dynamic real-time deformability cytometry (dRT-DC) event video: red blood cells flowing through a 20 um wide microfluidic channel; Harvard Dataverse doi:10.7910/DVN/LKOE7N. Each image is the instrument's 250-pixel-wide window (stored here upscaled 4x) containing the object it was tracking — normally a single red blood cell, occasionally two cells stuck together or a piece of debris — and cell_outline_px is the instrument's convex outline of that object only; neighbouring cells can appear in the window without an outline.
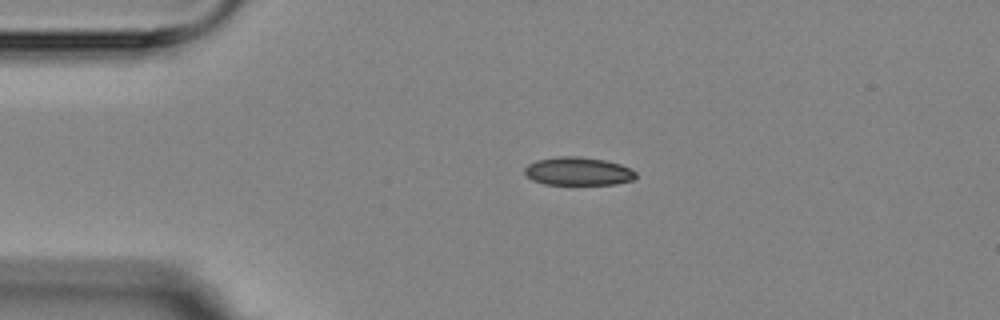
{"species": "Egyptian fruit bat (a non-hibernating species)", "species_latin": "Rousettus aegyptiacus", "temperature_condition": "room temperature", "stored_images_in_passage": 3, "camera_frame_rate_fps": 3000, "um_per_image_px": 0.085, "animal": {"sex": "female"}, "frame": {"image": 1, "passage_image": 2, "time_ms": 2.0, "image_size_px": [1000, 320], "cell_outline_px": [[636, 176], [632, 180], [616, 184], [544, 184], [532, 180], [524, 172], [524, 168], [528, 164], [536, 160], [556, 156], [580, 156], [604, 160], [620, 164], [636, 172]], "centroid_in_image_um": [49.11, 14.55], "position_along_channel_um": 35.9, "area_um2": 18.26}}